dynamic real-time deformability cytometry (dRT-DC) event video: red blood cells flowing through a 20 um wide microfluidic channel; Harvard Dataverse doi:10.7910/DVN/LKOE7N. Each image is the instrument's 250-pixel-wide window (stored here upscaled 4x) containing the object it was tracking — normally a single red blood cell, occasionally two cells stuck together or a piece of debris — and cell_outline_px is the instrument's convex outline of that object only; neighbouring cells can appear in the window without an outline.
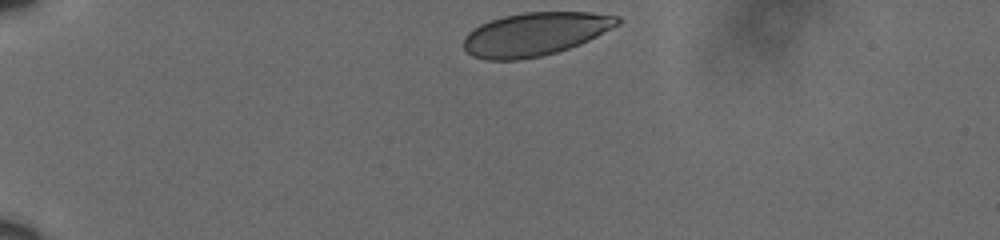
{"species": "human", "species_latin": "Homo sapiens", "temperature_condition": "cold", "stored_images_in_passage": 38, "camera_frame_rate_fps": 3000, "um_per_image_px": 0.085, "donor": {"sex": "male"}, "frame": {"image": 1, "passage_image": 1, "time_ms": 0.0, "image_size_px": [1000, 240], "cell_outline_px": [[620, 24], [580, 44], [556, 52], [540, 56], [520, 60], [484, 60], [472, 56], [464, 48], [464, 36], [468, 32], [480, 24], [504, 16], [524, 12], [588, 12], [620, 16]], "centroid_in_image_um": [45.47, 2.9], "position_along_channel_um": 39.5, "area_um2": 38.73}}
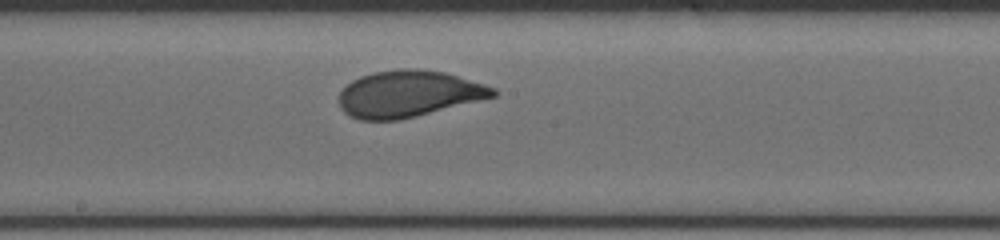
{"frame": {"image": 2, "passage_image": 21, "time_ms": 6.667, "image_size_px": [1000, 240], "cell_outline_px": [[500, 92], [496, 96], [400, 120], [360, 120], [348, 116], [340, 108], [340, 92], [352, 80], [360, 76], [372, 72], [400, 68], [416, 68], [444, 72], [484, 84], [496, 88]], "centroid_in_image_um": [34.72, 7.97], "position_along_channel_um": 213.5, "area_um2": 41.85}}
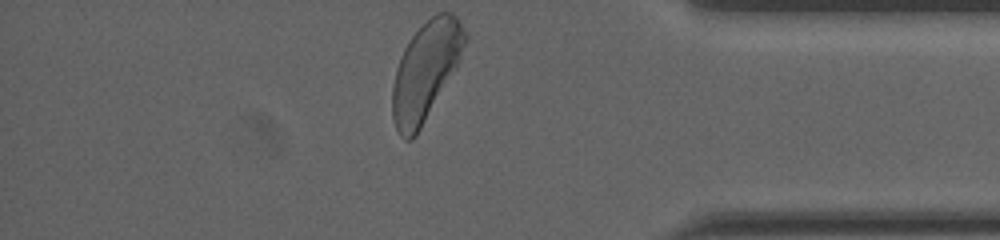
{"frame": {"image": 3, "passage_image": 38, "time_ms": 12.333, "image_size_px": [1000, 240], "cell_outline_px": [[468, 40], [460, 60], [456, 68], [416, 136], [412, 140], [404, 140], [400, 136], [396, 128], [392, 116], [392, 84], [396, 68], [400, 56], [404, 48], [412, 36], [436, 12], [452, 12], [456, 16], [468, 36]], "centroid_in_image_um": [36.18, 6.04], "position_along_channel_um": 399.0, "area_um2": 41.5}, "authors_computed_cell_mechanics": {"area_um2": 41.5004, "velocity_mm_per_s": 3.5826, "shape_relaxation_time_tau1_ms": 2.7063, "shape_relaxation_time_tau2_ms": null, "deformation_change_tau1": 0.1062, "deformation_change_tau2": null}}